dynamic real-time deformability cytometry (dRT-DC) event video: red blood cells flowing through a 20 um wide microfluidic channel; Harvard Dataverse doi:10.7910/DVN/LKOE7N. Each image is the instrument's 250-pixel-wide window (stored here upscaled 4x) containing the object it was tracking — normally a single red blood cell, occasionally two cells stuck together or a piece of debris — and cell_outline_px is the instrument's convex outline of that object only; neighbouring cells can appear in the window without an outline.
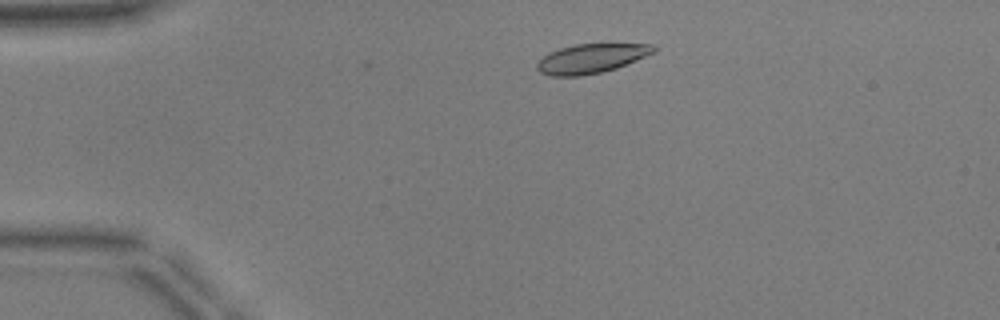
{"species": "common noctule bat (a hibernating species)", "species_latin": "Nyctalus noctula", "temperature_condition": "warm", "stored_images_in_passage": 38, "camera_frame_rate_fps": 3000, "um_per_image_px": 0.085, "animal": {"sex": "male", "body_mass_g": 17.9, "forearm_length_mm": 54.2}, "frame": {"image": 1, "passage_image": 3, "time_ms": 0.667, "image_size_px": [1000, 320], "cell_outline_px": [[656, 52], [616, 68], [600, 72], [580, 76], [552, 76], [540, 72], [536, 68], [536, 64], [548, 52], [560, 48], [576, 44], [652, 44], [656, 48]], "centroid_in_image_um": [50.24, 4.97], "position_along_channel_um": 34.8, "area_um2": 19.77}}
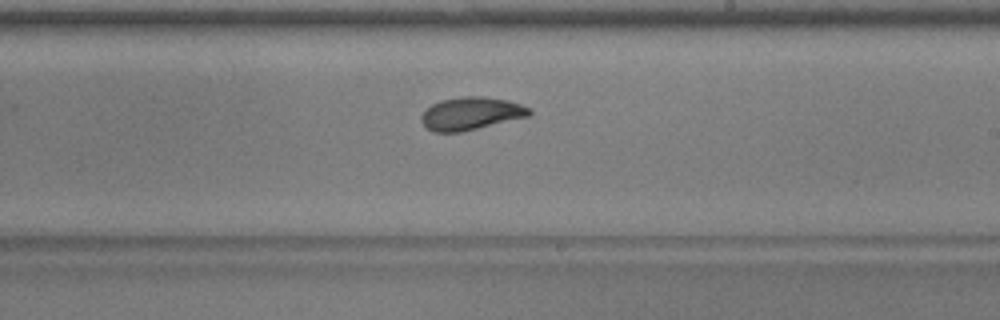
{"frame": {"image": 2, "passage_image": 23, "time_ms": 7.333, "image_size_px": [1000, 320], "cell_outline_px": [[532, 112], [528, 116], [460, 132], [432, 132], [420, 120], [420, 116], [432, 104], [440, 100], [460, 96], [484, 96], [508, 100], [520, 104], [528, 108]], "centroid_in_image_um": [40.0, 9.63], "position_along_channel_um": 249.0, "area_um2": 20.46}}
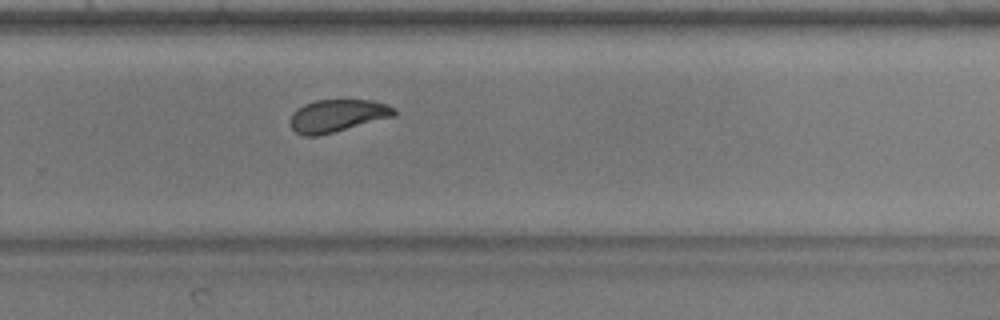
{"frame": {"image": 3, "passage_image": 27, "time_ms": 8.667, "image_size_px": [1000, 320], "cell_outline_px": [[396, 116], [316, 136], [304, 136], [296, 132], [292, 128], [288, 120], [292, 112], [296, 108], [304, 104], [316, 100], [372, 100], [388, 104], [396, 108]], "centroid_in_image_um": [28.66, 9.82], "position_along_channel_um": 301.1, "area_um2": 19.83}, "authors_computed_cell_mechanics": {"area_um2": 20.2878, "velocity_mm_per_s": 3.9165, "shape_relaxation_time_tau1_ms": 2.8057, "shape_relaxation_time_tau2_ms": 1.7156, "deformation_change_tau1": 0.119, "deformation_change_tau2": 0.0627}}